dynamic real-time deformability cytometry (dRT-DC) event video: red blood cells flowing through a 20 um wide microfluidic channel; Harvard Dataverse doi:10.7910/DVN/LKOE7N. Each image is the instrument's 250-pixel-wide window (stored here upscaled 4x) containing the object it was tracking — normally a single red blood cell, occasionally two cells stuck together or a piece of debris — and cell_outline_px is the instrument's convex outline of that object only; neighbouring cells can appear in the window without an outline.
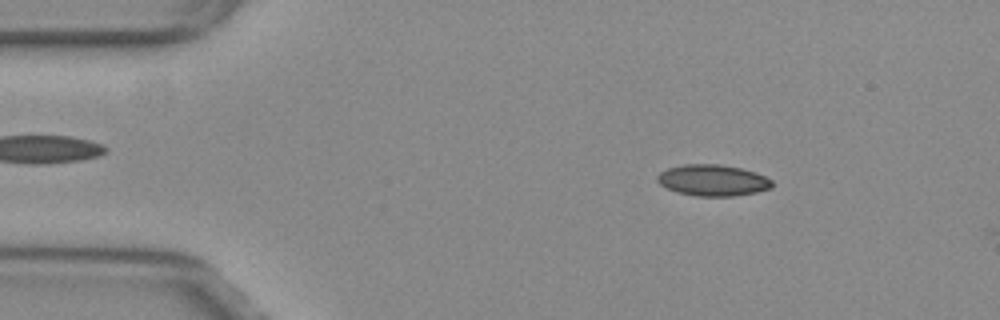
{"species": "common noctule bat (a hibernating species)", "species_latin": "Nyctalus noctula", "temperature_condition": "warm", "stored_images_in_passage": 52, "camera_frame_rate_fps": 3000, "um_per_image_px": 0.085, "animal": {"sex": "female", "body_mass_g": 29.2, "forearm_length_mm": 56.3}, "frame": {"image": 1, "passage_image": 7, "time_ms": 2.0, "image_size_px": [1000, 320], "cell_outline_px": [[772, 188], [756, 192], [732, 196], [696, 196], [676, 192], [660, 184], [656, 180], [656, 176], [660, 172], [668, 168], [684, 164], [720, 164], [740, 168], [756, 172], [772, 180]], "centroid_in_image_um": [60.57, 15.32], "position_along_channel_um": 24.4, "area_um2": 20.92}}
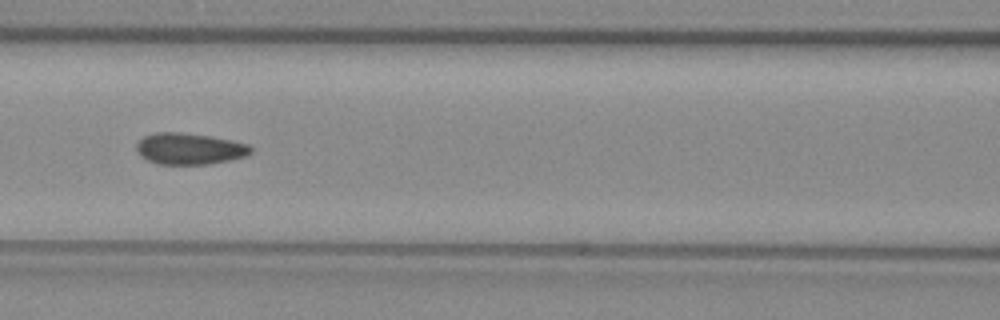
{"frame": {"image": 2, "passage_image": 22, "time_ms": 7.0, "image_size_px": [1000, 320], "cell_outline_px": [[252, 152], [244, 156], [228, 160], [208, 164], [156, 164], [140, 156], [136, 152], [136, 144], [144, 136], [156, 132], [180, 132], [212, 136], [232, 140], [248, 144], [252, 148]], "centroid_in_image_um": [16.08, 12.63], "position_along_channel_um": 150.5, "area_um2": 20.98}}
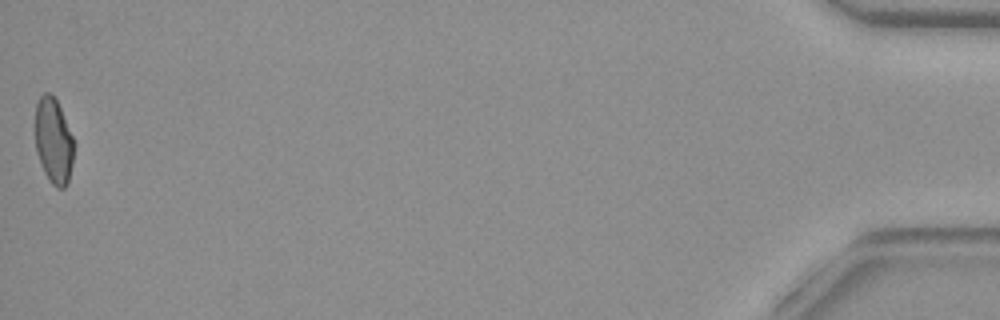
{"frame": {"image": 3, "passage_image": 52, "time_ms": 17.0, "image_size_px": [1000, 320], "cell_outline_px": [[72, 164], [68, 184], [64, 188], [56, 188], [52, 184], [44, 172], [40, 164], [36, 152], [36, 104], [40, 96], [44, 92], [48, 92], [56, 100], [60, 108], [72, 136]], "centroid_in_image_um": [4.53, 12.01], "position_along_channel_um": 430.7, "area_um2": 18.96}, "authors_computed_cell_mechanics": {"area_um2": 20.519, "velocity_mm_per_s": 3.884, "shape_relaxation_time_tau1_ms": null, "shape_relaxation_time_tau2_ms": 1.2728, "deformation_change_tau1": null, "deformation_change_tau2": 0.0755}}